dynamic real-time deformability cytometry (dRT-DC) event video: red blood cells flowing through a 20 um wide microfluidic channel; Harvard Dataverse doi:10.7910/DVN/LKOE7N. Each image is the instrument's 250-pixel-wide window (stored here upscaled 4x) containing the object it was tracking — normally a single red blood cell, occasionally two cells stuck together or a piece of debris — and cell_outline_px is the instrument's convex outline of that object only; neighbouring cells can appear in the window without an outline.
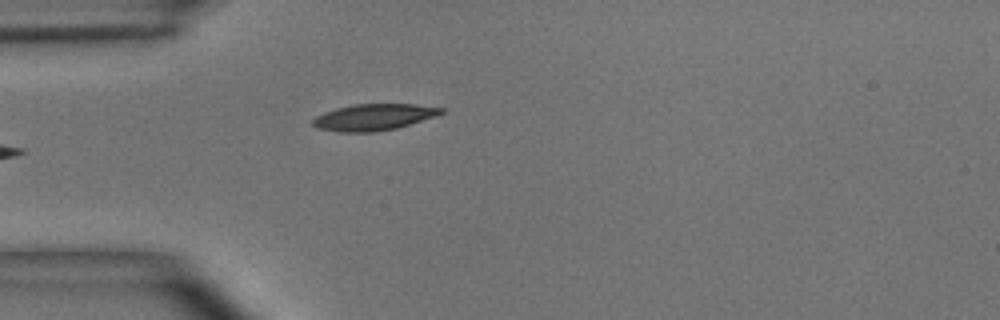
{"species": "common noctule bat (a hibernating species)", "species_latin": "Nyctalus noctula", "temperature_condition": "room temperature", "stored_images_in_passage": 4, "camera_frame_rate_fps": 3000, "um_per_image_px": 0.085, "animal": {"sex": "male", "body_mass_g": 15.6}, "frame": {"image": 1, "passage_image": 4, "time_ms": 3.333, "image_size_px": [1000, 320], "cell_outline_px": [[444, 112], [436, 116], [396, 128], [372, 132], [340, 132], [316, 128], [312, 124], [312, 120], [316, 116], [324, 112], [336, 108], [352, 104], [416, 104], [444, 108]], "centroid_in_image_um": [31.75, 9.95], "position_along_channel_um": 53.3, "area_um2": 19.77}}